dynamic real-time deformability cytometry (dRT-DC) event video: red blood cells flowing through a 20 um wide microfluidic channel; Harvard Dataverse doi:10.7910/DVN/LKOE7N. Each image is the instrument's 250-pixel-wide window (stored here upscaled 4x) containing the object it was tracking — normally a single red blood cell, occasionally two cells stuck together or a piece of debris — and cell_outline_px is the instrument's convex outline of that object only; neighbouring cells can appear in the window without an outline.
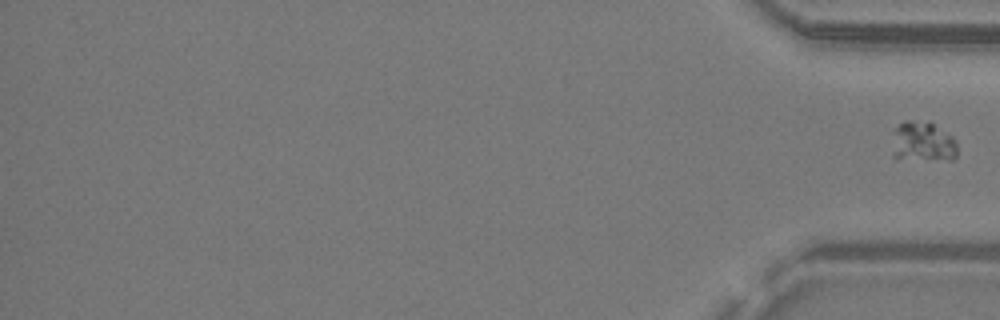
{"species": "common noctule bat (a hibernating species)", "species_latin": "Nyctalus noctula", "temperature_condition": "warm", "stored_images_in_passage": 37, "segment_of_instrument_passage": [2, 2], "camera_frame_rate_fps": 3000, "um_per_image_px": 0.085, "animal": {"sex": "male", "body_mass_g": 19.2, "forearm_length_mm": 51.8}, "frame": {"image": 1, "passage_image": 37, "time_ms": 12.0, "image_size_px": [1000, 320], "cell_outline_px": [[956, 156], [952, 160], [948, 160], [892, 156], [896, 128], [904, 120], [928, 120], [952, 136], [956, 140]], "centroid_in_image_um": [78.49, 12.01], "position_along_channel_um": 356.7, "area_um2": 14.85}}